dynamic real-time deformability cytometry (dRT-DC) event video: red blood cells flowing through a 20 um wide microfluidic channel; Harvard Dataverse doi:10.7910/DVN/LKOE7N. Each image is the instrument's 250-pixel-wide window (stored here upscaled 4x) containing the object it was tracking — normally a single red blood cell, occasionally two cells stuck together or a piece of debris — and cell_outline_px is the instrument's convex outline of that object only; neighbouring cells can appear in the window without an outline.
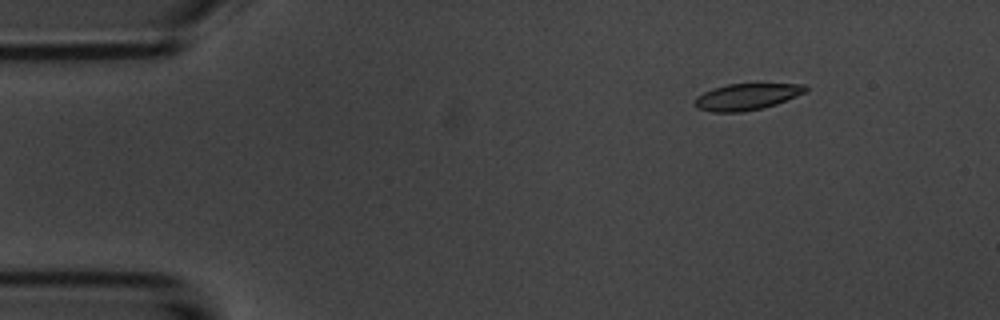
{"species": "common noctule bat (a hibernating species)", "species_latin": "Nyctalus noctula", "temperature_condition": "room temperature", "stored_images_in_passage": 3, "camera_frame_rate_fps": 3000, "um_per_image_px": 0.085, "animal": {"sex": "male", "body_mass_g": 20.1, "forearm_length_mm": 53.5}, "frame": {"image": 1, "passage_image": 1, "time_ms": 0.0, "image_size_px": [1000, 320], "cell_outline_px": [[808, 88], [804, 92], [796, 96], [776, 104], [760, 108], [740, 112], [712, 112], [696, 108], [696, 96], [712, 88], [728, 84], [804, 84]], "centroid_in_image_um": [63.44, 8.22], "position_along_channel_um": 21.6, "area_um2": 16.82}}